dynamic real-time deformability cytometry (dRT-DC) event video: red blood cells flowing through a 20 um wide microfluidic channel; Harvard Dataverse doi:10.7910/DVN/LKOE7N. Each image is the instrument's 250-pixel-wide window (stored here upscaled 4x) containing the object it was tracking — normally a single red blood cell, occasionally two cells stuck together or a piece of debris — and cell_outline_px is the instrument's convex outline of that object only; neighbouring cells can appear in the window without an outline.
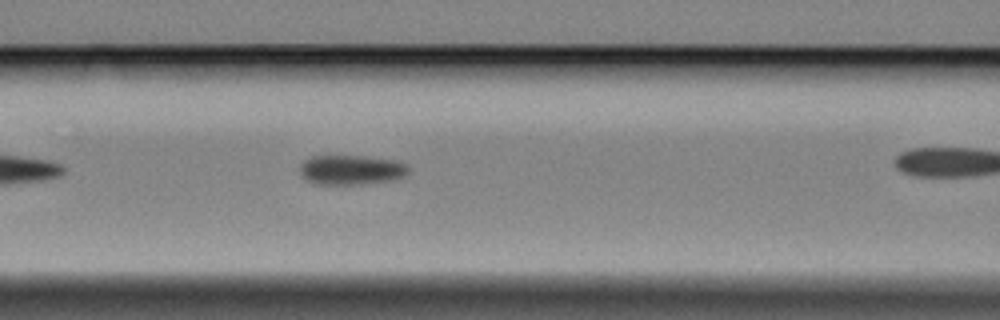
{"species": "Egyptian fruit bat (a non-hibernating species)", "species_latin": "Rousettus aegyptiacus", "temperature_condition": "cold", "stored_images_in_passage": 33, "camera_frame_rate_fps": 3000, "um_per_image_px": 0.085, "animal": {"sex": "female"}, "frame": {"image": 1, "passage_image": 10, "time_ms": 3.0, "image_size_px": [1000, 320], "cell_outline_px": [[408, 172], [404, 176], [396, 180], [360, 184], [316, 184], [308, 180], [300, 172], [300, 164], [304, 160], [312, 156], [364, 156], [400, 160], [408, 168]], "centroid_in_image_um": [29.89, 14.43], "position_along_channel_um": 136.7, "area_um2": 18.84}}
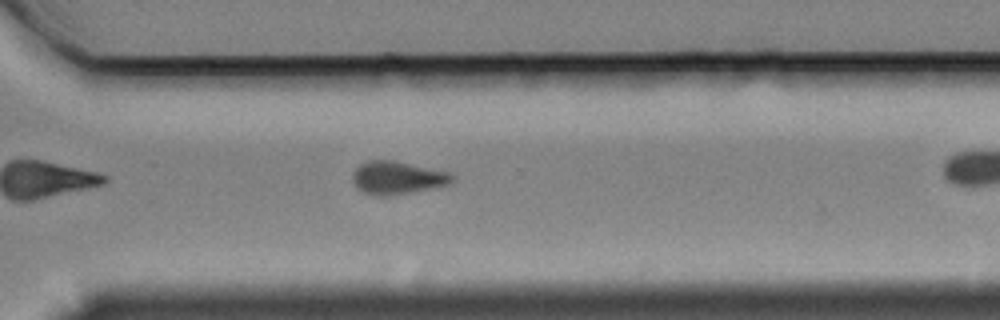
{"frame": {"image": 2, "passage_image": 28, "time_ms": 9.0, "image_size_px": [1000, 320], "cell_outline_px": [[456, 180], [452, 184], [440, 188], [388, 196], [372, 196], [356, 188], [352, 180], [352, 172], [360, 164], [372, 160], [392, 160], [448, 172]], "centroid_in_image_um": [33.8, 15.14], "position_along_channel_um": 336.8, "area_um2": 19.48}}